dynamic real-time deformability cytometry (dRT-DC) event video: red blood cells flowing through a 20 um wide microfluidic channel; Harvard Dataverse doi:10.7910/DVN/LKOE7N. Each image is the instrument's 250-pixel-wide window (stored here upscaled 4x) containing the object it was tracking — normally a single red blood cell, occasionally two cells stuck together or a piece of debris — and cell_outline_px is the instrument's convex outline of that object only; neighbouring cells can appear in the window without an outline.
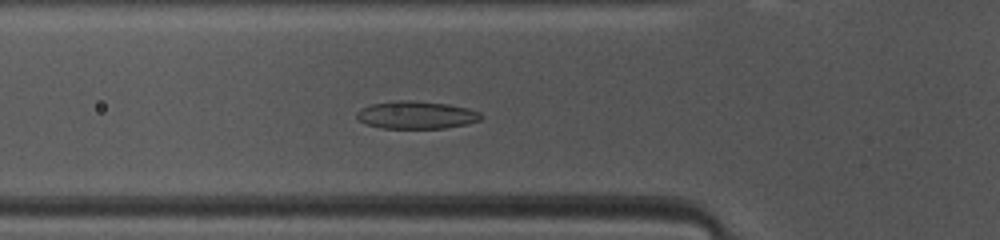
{"species": "common noctule bat (a hibernating species)", "species_latin": "Nyctalus noctula", "temperature_condition": "warm", "stored_images_in_passage": 40, "camera_frame_rate_fps": 3000, "um_per_image_px": 0.085, "animal": {"sex": "female", "body_mass_g": 10.0, "forearm_length_mm": 53.1}, "frame": {"image": 1, "passage_image": 6, "time_ms": 1.667, "image_size_px": [1000, 240], "cell_outline_px": [[484, 116], [480, 120], [468, 124], [444, 128], [380, 128], [364, 124], [356, 116], [356, 112], [360, 108], [372, 104], [392, 100], [408, 100], [448, 104], [468, 108], [480, 112]], "centroid_in_image_um": [35.38, 9.77], "position_along_channel_um": 90.4, "area_um2": 20.23}}
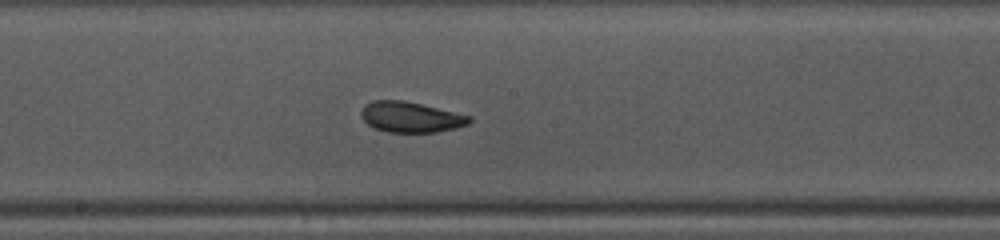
{"frame": {"image": 2, "passage_image": 15, "time_ms": 4.667, "image_size_px": [1000, 240], "cell_outline_px": [[472, 120], [468, 124], [456, 128], [436, 132], [388, 132], [376, 128], [368, 124], [360, 116], [360, 112], [364, 104], [372, 100], [404, 100], [472, 116]], "centroid_in_image_um": [34.9, 9.94], "position_along_channel_um": 213.3, "area_um2": 19.31}}
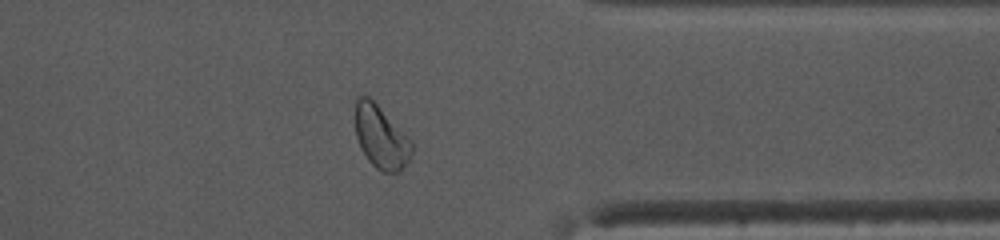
{"frame": {"image": 3, "passage_image": 28, "time_ms": 9.0, "image_size_px": [1000, 240], "cell_outline_px": [[416, 148], [412, 156], [400, 172], [384, 172], [376, 168], [368, 160], [360, 148], [356, 136], [356, 96], [368, 96], [412, 140]], "centroid_in_image_um": [32.42, 11.69], "position_along_channel_um": 379.0, "area_um2": 20.81}, "authors_computed_cell_mechanics": {"area_um2": 19.9988, "velocity_mm_per_s": 4.0732, "shape_relaxation_time_tau1_ms": 2.3195, "shape_relaxation_time_tau2_ms": 1.8143, "deformation_change_tau1": 0.1223, "deformation_change_tau2": 0.0807}}